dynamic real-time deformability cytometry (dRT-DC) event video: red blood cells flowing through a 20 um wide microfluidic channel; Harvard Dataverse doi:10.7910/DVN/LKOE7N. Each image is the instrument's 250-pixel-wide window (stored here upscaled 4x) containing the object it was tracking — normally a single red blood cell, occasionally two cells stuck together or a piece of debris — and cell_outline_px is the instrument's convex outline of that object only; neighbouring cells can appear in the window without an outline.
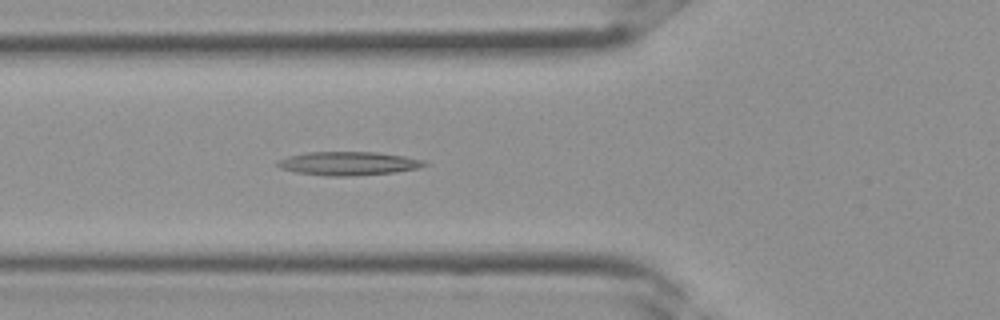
{"species": "Egyptian fruit bat (a non-hibernating species)", "species_latin": "Rousettus aegyptiacus", "temperature_condition": "room temperature", "stored_images_in_passage": 30, "camera_frame_rate_fps": 3000, "um_per_image_px": 0.085, "frame": {"image": 1, "passage_image": 8, "time_ms": 2.333, "image_size_px": [1000, 320], "cell_outline_px": [[432, 164], [416, 168], [396, 172], [352, 176], [328, 176], [296, 172], [280, 168], [276, 164], [280, 160], [288, 156], [308, 152], [376, 152], [404, 156], [424, 160]], "centroid_in_image_um": [29.65, 13.89], "position_along_channel_um": 96.1, "area_um2": 20.17}}
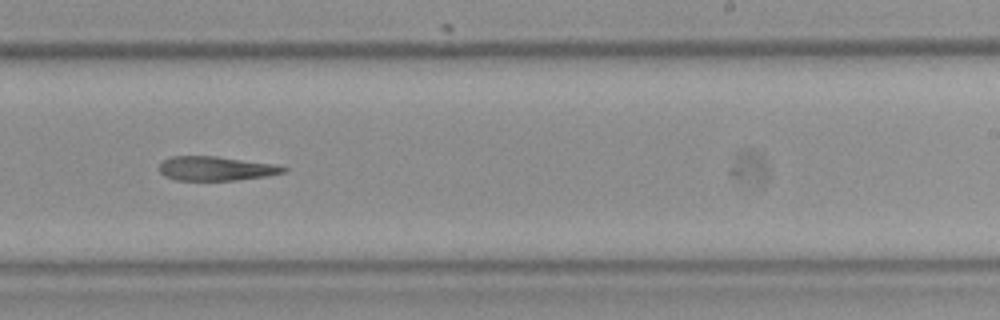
{"frame": {"image": 2, "passage_image": 17, "time_ms": 5.333, "image_size_px": [1000, 320], "cell_outline_px": [[288, 168], [284, 172], [268, 176], [236, 180], [176, 180], [164, 176], [160, 172], [160, 164], [164, 160], [172, 156], [216, 156], [272, 164]], "centroid_in_image_um": [18.33, 14.33], "position_along_channel_um": 270.7, "area_um2": 17.34}}
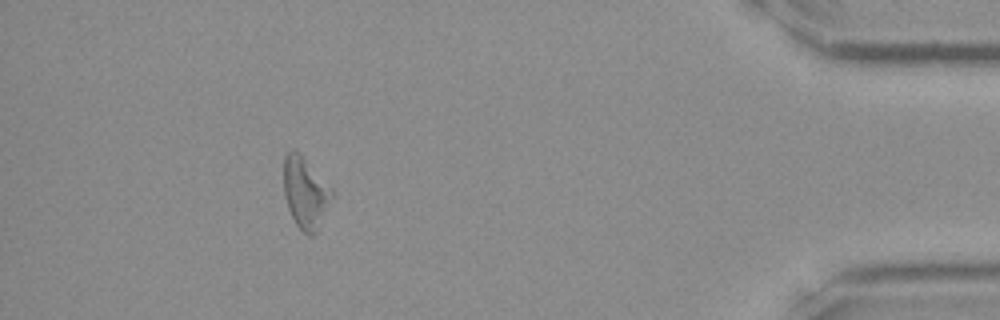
{"frame": {"image": 3, "passage_image": 27, "time_ms": 8.667, "image_size_px": [1000, 320], "cell_outline_px": [[336, 196], [316, 232], [312, 236], [308, 236], [296, 224], [288, 208], [284, 196], [284, 156], [292, 148], [300, 152], [332, 188]], "centroid_in_image_um": [25.99, 16.37], "position_along_channel_um": 409.2, "area_um2": 20.46}}